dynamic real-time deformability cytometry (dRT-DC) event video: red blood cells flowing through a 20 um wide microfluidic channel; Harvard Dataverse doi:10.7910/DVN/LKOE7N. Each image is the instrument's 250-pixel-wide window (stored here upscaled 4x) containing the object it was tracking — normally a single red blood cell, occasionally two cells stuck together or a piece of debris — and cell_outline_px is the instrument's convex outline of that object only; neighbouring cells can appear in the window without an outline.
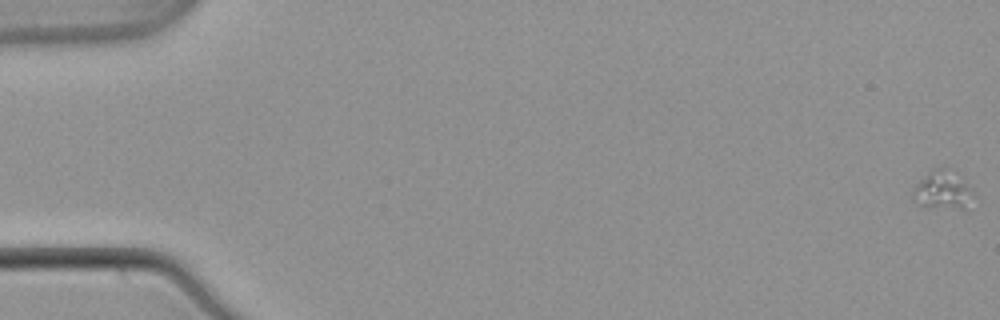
{"species": "common noctule bat (a hibernating species)", "species_latin": "Nyctalus noctula", "temperature_condition": "warm", "stored_images_in_passage": 55, "camera_frame_rate_fps": 3000, "um_per_image_px": 0.085, "animal": {"sex": "male", "body_mass_g": 21.5, "forearm_length_mm": 52.0}, "frame": {"image": 1, "passage_image": 1, "time_ms": 0.0, "image_size_px": [1000, 320], "cell_outline_px": [[976, 196], [964, 208], [960, 208], [916, 204], [912, 196], [912, 188], [924, 176], [936, 168], [940, 168], [964, 184]], "centroid_in_image_um": [80.04, 16.22], "position_along_channel_um": 5.0, "area_um2": 12.25}}
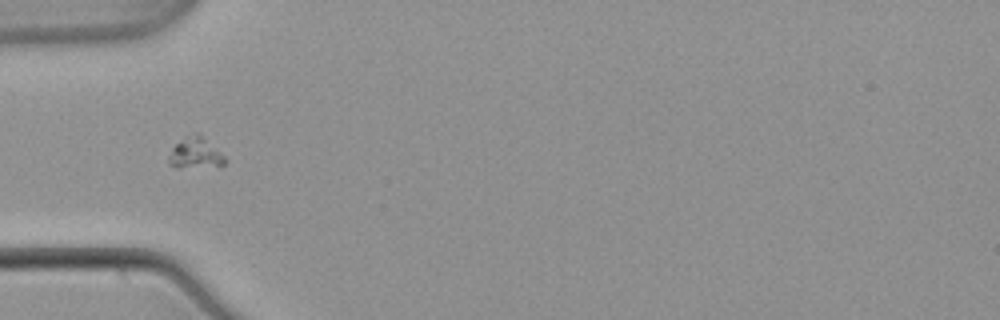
{"frame": {"image": 2, "passage_image": 19, "time_ms": 6.0, "image_size_px": [1000, 320], "cell_outline_px": [[228, 160], [224, 164], [180, 168], [176, 168], [168, 164], [168, 156], [172, 148], [184, 136], [196, 132], [200, 132]], "centroid_in_image_um": [16.57, 12.98], "position_along_channel_um": 68.4, "area_um2": 10.23}}